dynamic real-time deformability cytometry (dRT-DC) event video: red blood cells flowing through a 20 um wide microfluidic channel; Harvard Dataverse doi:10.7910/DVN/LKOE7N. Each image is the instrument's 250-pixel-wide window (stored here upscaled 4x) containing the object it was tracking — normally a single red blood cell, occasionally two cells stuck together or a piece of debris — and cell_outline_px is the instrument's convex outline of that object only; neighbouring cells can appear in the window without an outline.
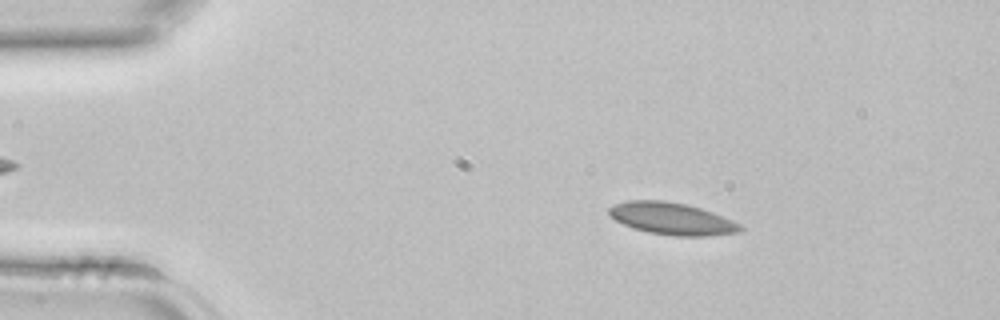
{"species": "common noctule bat (a hibernating species)", "species_latin": "Nyctalus noctula", "temperature_condition": "room temperature", "stored_images_in_passage": 42, "camera_frame_rate_fps": 3000, "um_per_image_px": 0.085, "animal": {"sex": "female", "body_mass_g": 22.7, "forearm_length_mm": 54.2}, "frame": {"image": 1, "passage_image": 6, "time_ms": 1.667, "image_size_px": [1000, 320], "cell_outline_px": [[744, 228], [740, 232], [708, 236], [672, 236], [648, 232], [632, 228], [616, 220], [608, 212], [608, 208], [616, 204], [628, 200], [664, 200], [688, 204], [712, 212], [732, 220], [740, 224]], "centroid_in_image_um": [57.13, 18.59], "position_along_channel_um": 27.9, "area_um2": 24.57}}
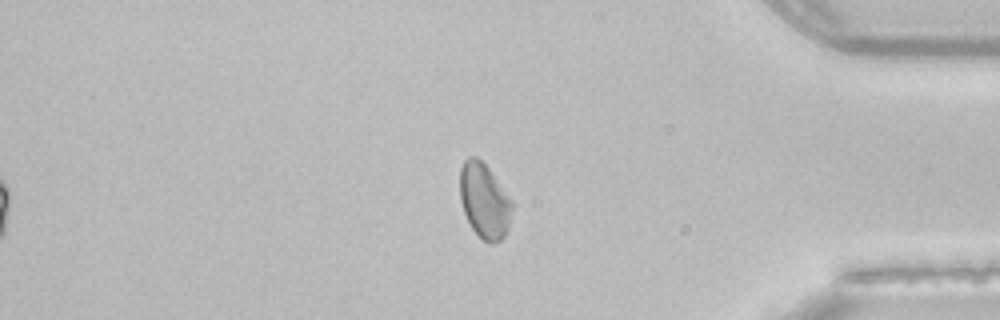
{"frame": {"image": 2, "passage_image": 35, "time_ms": 11.333, "image_size_px": [1000, 320], "cell_outline_px": [[516, 204], [508, 228], [504, 236], [496, 244], [488, 244], [472, 228], [464, 212], [460, 200], [460, 168], [464, 160], [468, 156], [476, 156], [488, 168]], "centroid_in_image_um": [41.21, 17.08], "position_along_channel_um": 394.0, "area_um2": 23.12}}
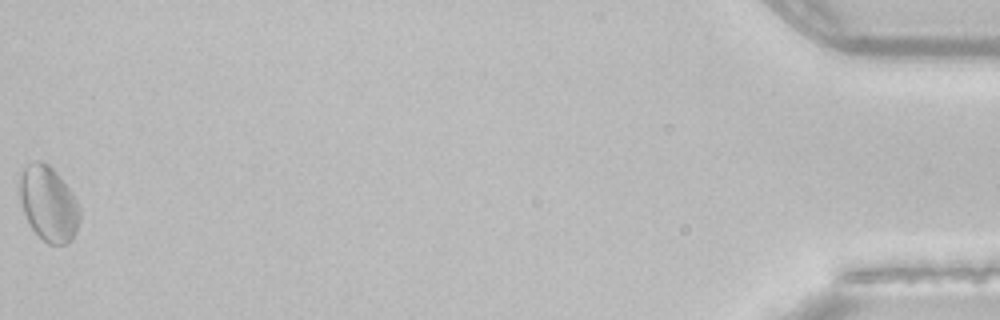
{"frame": {"image": 3, "passage_image": 42, "time_ms": 13.667, "image_size_px": [1000, 320], "cell_outline_px": [[80, 220], [76, 232], [72, 240], [68, 244], [48, 244], [32, 228], [24, 212], [20, 200], [20, 176], [24, 168], [28, 164], [36, 160], [40, 160], [48, 164], [60, 176], [72, 192], [80, 208]], "centroid_in_image_um": [4.15, 17.31], "position_along_channel_um": 431.1, "area_um2": 26.18}}